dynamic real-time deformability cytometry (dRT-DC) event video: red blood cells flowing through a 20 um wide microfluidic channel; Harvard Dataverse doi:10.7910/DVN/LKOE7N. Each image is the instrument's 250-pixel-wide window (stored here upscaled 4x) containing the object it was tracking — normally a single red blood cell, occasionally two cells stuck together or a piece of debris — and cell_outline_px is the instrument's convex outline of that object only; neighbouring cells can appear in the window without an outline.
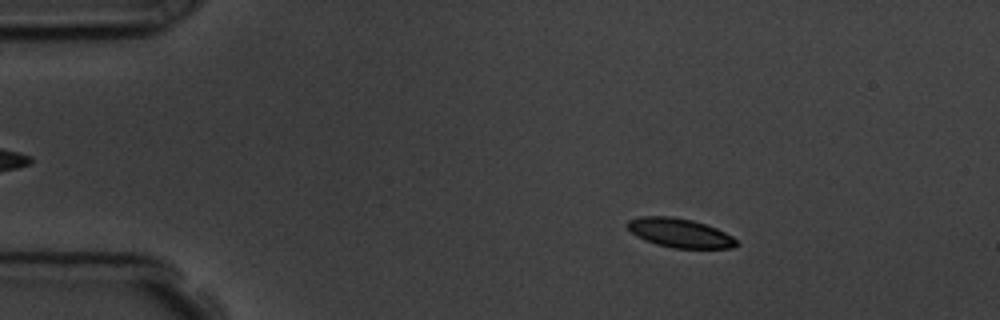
{"species": "common noctule bat (a hibernating species)", "species_latin": "Nyctalus noctula", "temperature_condition": "room temperature", "stored_images_in_passage": 57, "camera_frame_rate_fps": 3000, "um_per_image_px": 0.085, "animal": {"sex": "male", "body_mass_g": 19.5, "forearm_length_mm": 54.6}, "frame": {"image": 1, "passage_image": 9, "time_ms": 2.667, "image_size_px": [1000, 320], "cell_outline_px": [[740, 244], [732, 248], [672, 248], [656, 244], [644, 240], [636, 236], [628, 228], [628, 220], [640, 216], [672, 216], [692, 220], [716, 228], [732, 236]], "centroid_in_image_um": [57.78, 19.8], "position_along_channel_um": 27.2, "area_um2": 18.44}}
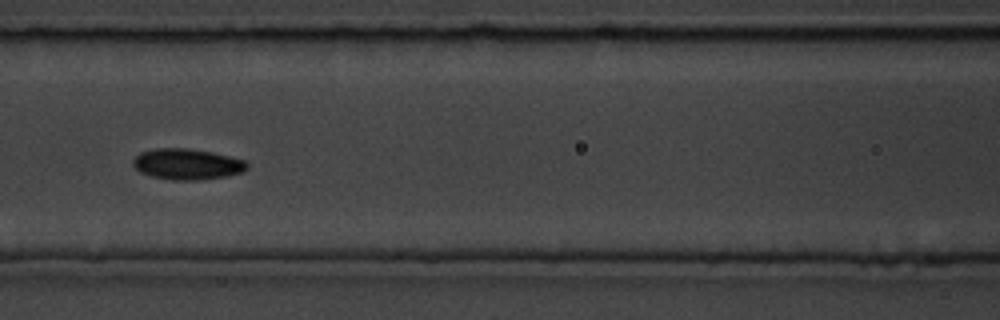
{"frame": {"image": 2, "passage_image": 25, "time_ms": 8.0, "image_size_px": [1000, 320], "cell_outline_px": [[248, 168], [244, 172], [224, 176], [200, 180], [172, 180], [152, 176], [140, 172], [132, 164], [132, 160], [140, 152], [156, 148], [188, 148], [212, 152], [244, 160], [248, 164]], "centroid_in_image_um": [15.9, 13.95], "position_along_channel_um": 150.7, "area_um2": 20.52}}
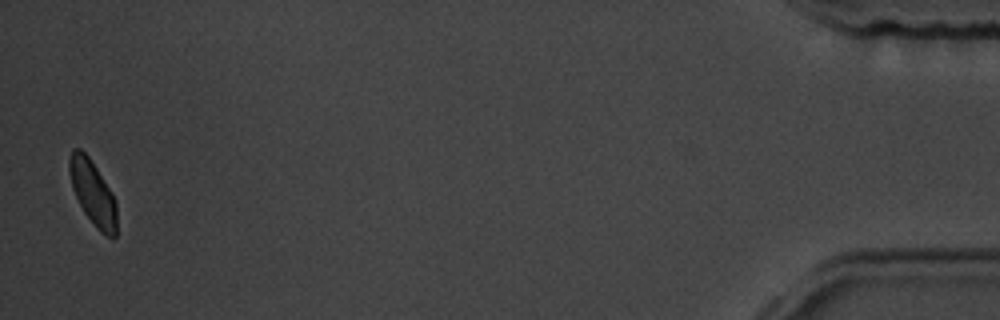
{"frame": {"image": 3, "passage_image": 56, "time_ms": 18.333, "image_size_px": [1000, 320], "cell_outline_px": [[116, 236], [112, 240], [100, 232], [96, 228], [84, 212], [72, 188], [68, 172], [68, 160], [72, 148], [80, 148], [88, 156], [112, 192], [116, 200]], "centroid_in_image_um": [7.88, 16.4], "position_along_channel_um": 427.3, "area_um2": 17.98}, "authors_computed_cell_mechanics": {"area_um2": 19.2474, "velocity_mm_per_s": 3.5564, "shape_relaxation_time_tau1_ms": 2.4031, "shape_relaxation_time_tau2_ms": 8.7141, "deformation_change_tau1": 0.083, "deformation_change_tau2": 0.1111}}